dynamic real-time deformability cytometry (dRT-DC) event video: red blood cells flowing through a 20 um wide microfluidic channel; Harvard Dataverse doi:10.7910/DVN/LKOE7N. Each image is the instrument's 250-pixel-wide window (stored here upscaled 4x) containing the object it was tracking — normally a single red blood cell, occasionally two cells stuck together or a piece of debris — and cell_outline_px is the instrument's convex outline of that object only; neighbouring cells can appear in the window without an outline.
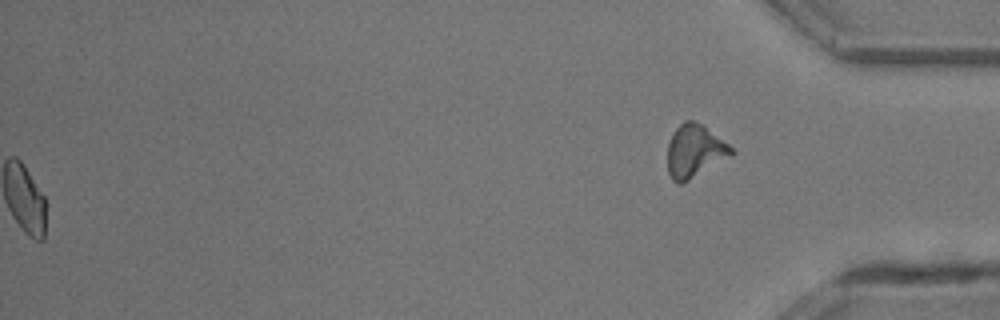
{"species": "common noctule bat (a hibernating species)", "species_latin": "Nyctalus noctula", "temperature_condition": "room temperature", "stored_images_in_passage": 36, "segment_of_instrument_passage": [2, 2], "camera_frame_rate_fps": 3000, "um_per_image_px": 0.085, "animal": {"sex": "male", "body_mass_g": 13.3}, "frame": {"image": 1, "passage_image": 36, "time_ms": 11.667, "image_size_px": [1000, 320], "cell_outline_px": [[736, 152], [732, 156], [688, 180], [680, 184], [676, 184], [672, 180], [668, 172], [668, 144], [676, 128], [684, 120], [692, 120], [704, 124], [728, 144]], "centroid_in_image_um": [59.06, 12.83], "position_along_channel_um": 376.1, "area_um2": 19.71}}